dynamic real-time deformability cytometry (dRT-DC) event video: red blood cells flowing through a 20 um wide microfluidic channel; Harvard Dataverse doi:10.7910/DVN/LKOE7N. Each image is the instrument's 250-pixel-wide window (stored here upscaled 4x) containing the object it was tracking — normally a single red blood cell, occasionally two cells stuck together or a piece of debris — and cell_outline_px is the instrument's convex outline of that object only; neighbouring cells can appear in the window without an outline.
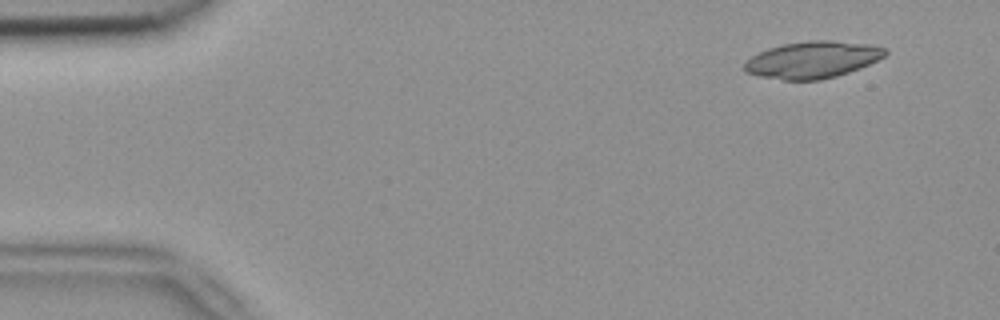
{"species": "common noctule bat (a hibernating species)", "species_latin": "Nyctalus noctula", "temperature_condition": "room temperature", "stored_images_in_passage": 2, "camera_frame_rate_fps": 3000, "um_per_image_px": 0.085, "animal": {"sex": "female", "body_mass_g": 18.4}, "frame": {"image": 1, "passage_image": 2, "time_ms": 0.333, "image_size_px": [1000, 320], "cell_outline_px": [[888, 52], [884, 56], [860, 68], [836, 76], [820, 80], [784, 80], [760, 76], [744, 72], [744, 64], [752, 56], [768, 48], [784, 44], [808, 40], [832, 40], [868, 44], [888, 48]], "centroid_in_image_um": [69.07, 5.07], "position_along_channel_um": 15.9, "area_um2": 30.11}}